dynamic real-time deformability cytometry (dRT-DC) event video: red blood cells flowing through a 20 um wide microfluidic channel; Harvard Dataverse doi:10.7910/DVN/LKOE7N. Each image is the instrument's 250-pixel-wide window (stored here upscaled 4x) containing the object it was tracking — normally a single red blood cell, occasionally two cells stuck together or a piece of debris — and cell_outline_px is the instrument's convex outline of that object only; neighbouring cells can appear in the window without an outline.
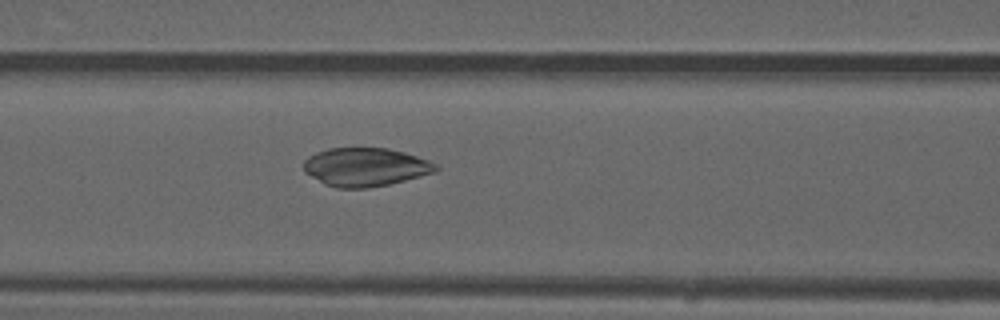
{"species": "common noctule bat (a hibernating species)", "species_latin": "Nyctalus noctula", "temperature_condition": "warm", "stored_images_in_passage": 42, "camera_frame_rate_fps": 3000, "um_per_image_px": 0.085, "animal": {"sex": "male", "forearm_length_mm": 52.5}, "frame": {"image": 1, "passage_image": 13, "time_ms": 4.0, "image_size_px": [1000, 320], "cell_outline_px": [[440, 168], [436, 172], [388, 184], [368, 188], [336, 188], [324, 184], [304, 172], [304, 160], [308, 156], [316, 152], [328, 148], [388, 148], [404, 152], [428, 160], [436, 164]], "centroid_in_image_um": [31.04, 14.2], "position_along_channel_um": 135.6, "area_um2": 29.65}}
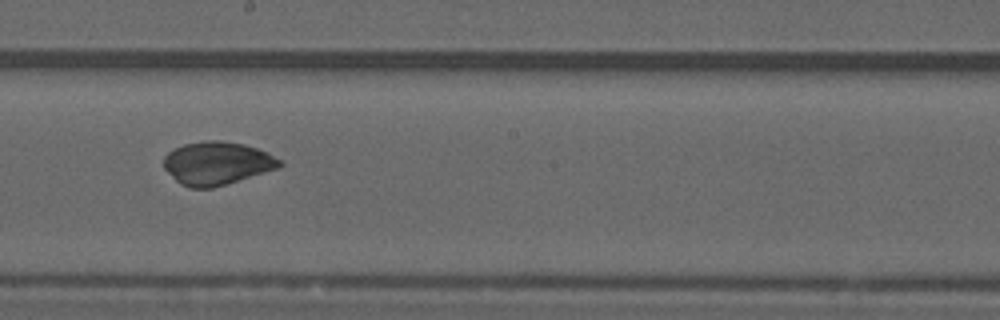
{"frame": {"image": 2, "passage_image": 20, "time_ms": 6.333, "image_size_px": [1000, 320], "cell_outline_px": [[284, 164], [276, 168], [264, 172], [212, 188], [188, 188], [180, 184], [164, 168], [164, 156], [168, 152], [184, 144], [204, 140], [220, 140], [244, 144], [268, 152], [284, 160]], "centroid_in_image_um": [18.45, 13.86], "position_along_channel_um": 229.8, "area_um2": 29.07}}
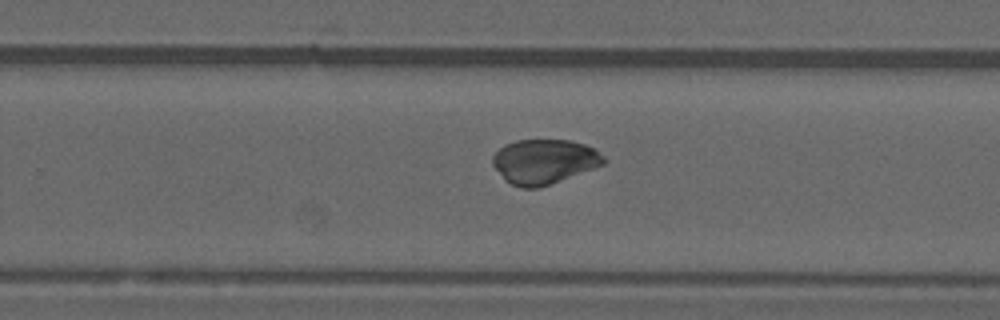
{"frame": {"image": 3, "passage_image": 24, "time_ms": 7.667, "image_size_px": [1000, 320], "cell_outline_px": [[608, 160], [604, 164], [540, 188], [520, 188], [504, 180], [492, 164], [492, 156], [504, 144], [516, 140], [568, 140], [584, 144], [592, 148], [604, 156]], "centroid_in_image_um": [46.23, 13.74], "position_along_channel_um": 283.6, "area_um2": 28.9}}